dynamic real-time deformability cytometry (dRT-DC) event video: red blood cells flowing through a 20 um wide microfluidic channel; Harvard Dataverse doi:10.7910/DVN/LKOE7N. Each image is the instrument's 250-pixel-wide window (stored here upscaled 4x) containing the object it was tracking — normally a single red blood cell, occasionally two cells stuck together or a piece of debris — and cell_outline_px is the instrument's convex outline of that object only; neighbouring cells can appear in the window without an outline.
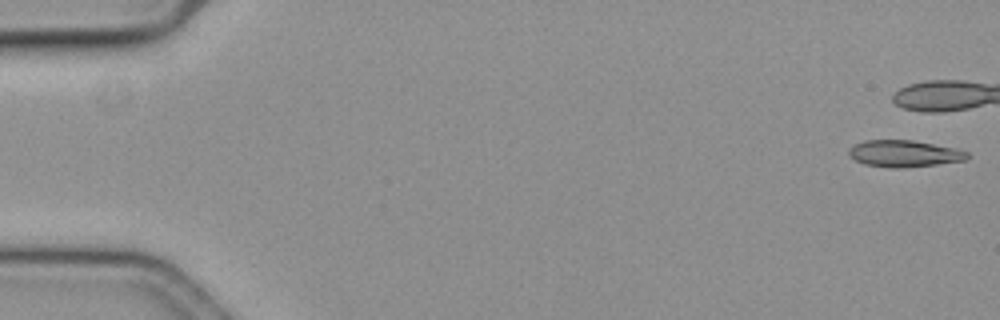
{"species": "common noctule bat (a hibernating species)", "species_latin": "Nyctalus noctula", "temperature_condition": "cold", "stored_images_in_passage": 7, "camera_frame_rate_fps": 3000, "um_per_image_px": 0.085, "animal": {"sex": "female", "body_mass_g": 19.3, "forearm_length_mm": 54.1}, "frame": {"image": 1, "passage_image": 1, "time_ms": 0.0, "image_size_px": [1000, 320], "cell_outline_px": [[968, 156], [964, 160], [936, 164], [900, 168], [896, 168], [864, 164], [848, 156], [848, 148], [864, 140], [912, 140], [960, 148], [968, 152]], "centroid_in_image_um": [76.86, 13.04], "position_along_channel_um": 8.1, "area_um2": 18.44}}